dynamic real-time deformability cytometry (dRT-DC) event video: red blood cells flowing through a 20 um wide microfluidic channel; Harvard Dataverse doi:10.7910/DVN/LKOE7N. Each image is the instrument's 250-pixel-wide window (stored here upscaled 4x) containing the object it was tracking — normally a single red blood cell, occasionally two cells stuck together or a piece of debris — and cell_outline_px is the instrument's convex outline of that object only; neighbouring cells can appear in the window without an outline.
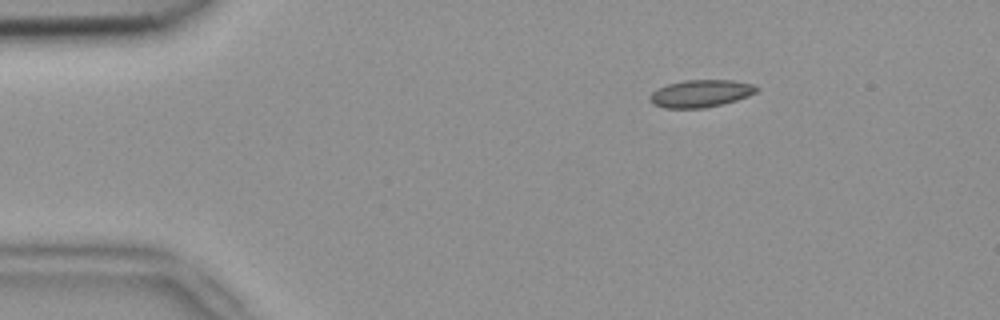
{"species": "common noctule bat (a hibernating species)", "species_latin": "Nyctalus noctula", "temperature_condition": "room temperature", "stored_images_in_passage": 3, "camera_frame_rate_fps": 3000, "um_per_image_px": 0.085, "animal": {"sex": "female", "body_mass_g": 18.4}, "frame": {"image": 1, "passage_image": 1, "time_ms": 0.0, "image_size_px": [1000, 320], "cell_outline_px": [[760, 88], [756, 92], [748, 96], [736, 100], [704, 108], [664, 108], [652, 104], [648, 100], [648, 96], [652, 92], [668, 84], [684, 80], [732, 80], [752, 84]], "centroid_in_image_um": [59.53, 7.95], "position_along_channel_um": 25.5, "area_um2": 16.99}}